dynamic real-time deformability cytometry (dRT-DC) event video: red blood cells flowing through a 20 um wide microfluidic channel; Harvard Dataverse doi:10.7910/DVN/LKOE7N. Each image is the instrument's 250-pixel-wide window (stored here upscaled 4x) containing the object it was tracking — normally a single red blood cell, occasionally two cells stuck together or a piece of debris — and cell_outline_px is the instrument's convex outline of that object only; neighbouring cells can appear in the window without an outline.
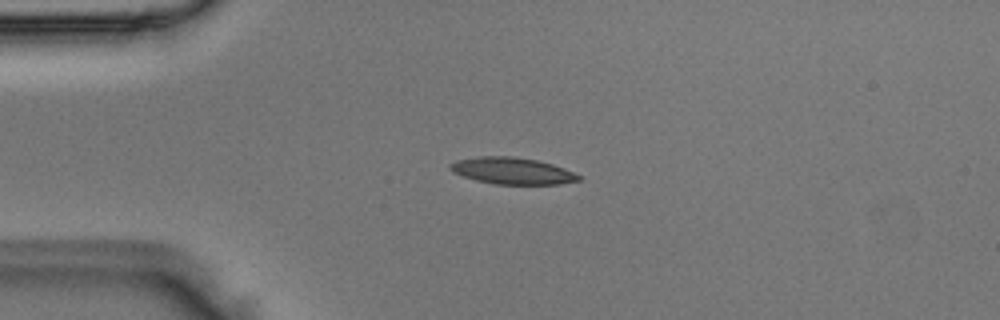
{"species": "Egyptian fruit bat (a non-hibernating species)", "species_latin": "Rousettus aegyptiacus", "temperature_condition": "room temperature", "stored_images_in_passage": 4, "camera_frame_rate_fps": 3000, "um_per_image_px": 0.085, "animal": {"sex": "male"}, "frame": {"image": 1, "passage_image": 1, "time_ms": 0.0, "image_size_px": [1000, 320], "cell_outline_px": [[580, 180], [560, 184], [496, 184], [476, 180], [452, 172], [448, 168], [448, 164], [456, 160], [480, 156], [512, 156], [536, 160], [552, 164], [564, 168], [580, 176]], "centroid_in_image_um": [43.5, 14.51], "position_along_channel_um": 41.5, "area_um2": 19.88}}
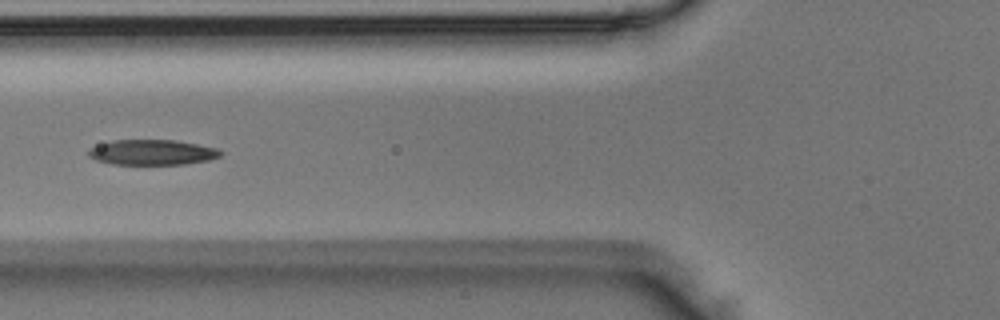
{"frame": {"image": 2, "passage_image": 3, "time_ms": 0.667, "image_size_px": [1000, 320], "cell_outline_px": [[224, 152], [220, 156], [208, 160], [184, 164], [112, 164], [96, 160], [88, 156], [88, 148], [112, 140], [176, 140], [220, 148]], "centroid_in_image_um": [12.96, 12.94], "position_along_channel_um": 112.8, "area_um2": 19.59}}